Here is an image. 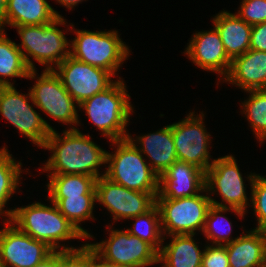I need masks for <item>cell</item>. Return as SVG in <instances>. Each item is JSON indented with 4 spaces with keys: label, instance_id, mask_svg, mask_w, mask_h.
Segmentation results:
<instances>
[{
    "label": "cell",
    "instance_id": "603a6c76",
    "mask_svg": "<svg viewBox=\"0 0 266 267\" xmlns=\"http://www.w3.org/2000/svg\"><path fill=\"white\" fill-rule=\"evenodd\" d=\"M62 17L47 0H7L6 27L44 25Z\"/></svg>",
    "mask_w": 266,
    "mask_h": 267
},
{
    "label": "cell",
    "instance_id": "5b68a950",
    "mask_svg": "<svg viewBox=\"0 0 266 267\" xmlns=\"http://www.w3.org/2000/svg\"><path fill=\"white\" fill-rule=\"evenodd\" d=\"M70 32L75 34V38L70 39V56L80 62L102 68L115 78L118 77L122 64L131 55V46L120 38L118 30H81L75 29L72 23Z\"/></svg>",
    "mask_w": 266,
    "mask_h": 267
},
{
    "label": "cell",
    "instance_id": "8fae6325",
    "mask_svg": "<svg viewBox=\"0 0 266 267\" xmlns=\"http://www.w3.org/2000/svg\"><path fill=\"white\" fill-rule=\"evenodd\" d=\"M108 223V238L88 244L104 260L128 267L158 266V251L148 242L131 235L126 229ZM90 242V243H89Z\"/></svg>",
    "mask_w": 266,
    "mask_h": 267
},
{
    "label": "cell",
    "instance_id": "2e32d148",
    "mask_svg": "<svg viewBox=\"0 0 266 267\" xmlns=\"http://www.w3.org/2000/svg\"><path fill=\"white\" fill-rule=\"evenodd\" d=\"M184 55L198 68L218 73L217 86L228 75L231 59L227 56L224 45L217 29L196 31L188 40Z\"/></svg>",
    "mask_w": 266,
    "mask_h": 267
},
{
    "label": "cell",
    "instance_id": "4fadbf2b",
    "mask_svg": "<svg viewBox=\"0 0 266 267\" xmlns=\"http://www.w3.org/2000/svg\"><path fill=\"white\" fill-rule=\"evenodd\" d=\"M96 203L101 204L112 217L111 225L149 211L156 204L158 193L130 190L105 176L96 180Z\"/></svg>",
    "mask_w": 266,
    "mask_h": 267
},
{
    "label": "cell",
    "instance_id": "836d02e7",
    "mask_svg": "<svg viewBox=\"0 0 266 267\" xmlns=\"http://www.w3.org/2000/svg\"><path fill=\"white\" fill-rule=\"evenodd\" d=\"M201 267H229L226 246L205 244Z\"/></svg>",
    "mask_w": 266,
    "mask_h": 267
},
{
    "label": "cell",
    "instance_id": "8d00e7d4",
    "mask_svg": "<svg viewBox=\"0 0 266 267\" xmlns=\"http://www.w3.org/2000/svg\"><path fill=\"white\" fill-rule=\"evenodd\" d=\"M93 267H128L108 262L101 258L93 249Z\"/></svg>",
    "mask_w": 266,
    "mask_h": 267
},
{
    "label": "cell",
    "instance_id": "e575fe53",
    "mask_svg": "<svg viewBox=\"0 0 266 267\" xmlns=\"http://www.w3.org/2000/svg\"><path fill=\"white\" fill-rule=\"evenodd\" d=\"M250 49L266 52V22L252 26Z\"/></svg>",
    "mask_w": 266,
    "mask_h": 267
},
{
    "label": "cell",
    "instance_id": "4316f807",
    "mask_svg": "<svg viewBox=\"0 0 266 267\" xmlns=\"http://www.w3.org/2000/svg\"><path fill=\"white\" fill-rule=\"evenodd\" d=\"M6 32L0 33V86H14L13 78L27 79L30 69L16 42Z\"/></svg>",
    "mask_w": 266,
    "mask_h": 267
},
{
    "label": "cell",
    "instance_id": "d6a6232c",
    "mask_svg": "<svg viewBox=\"0 0 266 267\" xmlns=\"http://www.w3.org/2000/svg\"><path fill=\"white\" fill-rule=\"evenodd\" d=\"M235 13L252 26L266 22V0H242Z\"/></svg>",
    "mask_w": 266,
    "mask_h": 267
},
{
    "label": "cell",
    "instance_id": "30bf717a",
    "mask_svg": "<svg viewBox=\"0 0 266 267\" xmlns=\"http://www.w3.org/2000/svg\"><path fill=\"white\" fill-rule=\"evenodd\" d=\"M211 204L206 188L192 197L156 198L163 235L202 234Z\"/></svg>",
    "mask_w": 266,
    "mask_h": 267
},
{
    "label": "cell",
    "instance_id": "e0dca14e",
    "mask_svg": "<svg viewBox=\"0 0 266 267\" xmlns=\"http://www.w3.org/2000/svg\"><path fill=\"white\" fill-rule=\"evenodd\" d=\"M205 183L203 170L193 164L177 160L159 176L156 198L192 197L205 189Z\"/></svg>",
    "mask_w": 266,
    "mask_h": 267
},
{
    "label": "cell",
    "instance_id": "cb8c5ba5",
    "mask_svg": "<svg viewBox=\"0 0 266 267\" xmlns=\"http://www.w3.org/2000/svg\"><path fill=\"white\" fill-rule=\"evenodd\" d=\"M7 147L3 145L0 149V216L5 218L3 220L12 218L15 208H7L6 205L23 183L21 174L27 171V175L30 172L29 168L25 171L22 169L21 160L17 161Z\"/></svg>",
    "mask_w": 266,
    "mask_h": 267
},
{
    "label": "cell",
    "instance_id": "7a4b0ae2",
    "mask_svg": "<svg viewBox=\"0 0 266 267\" xmlns=\"http://www.w3.org/2000/svg\"><path fill=\"white\" fill-rule=\"evenodd\" d=\"M46 200L50 205L35 201L25 206L14 207L10 221L22 232L46 243L54 251L82 247L85 243L74 247L70 246L69 240L84 239L85 241L87 238L59 211L55 203L49 199Z\"/></svg>",
    "mask_w": 266,
    "mask_h": 267
},
{
    "label": "cell",
    "instance_id": "ac0fdd59",
    "mask_svg": "<svg viewBox=\"0 0 266 267\" xmlns=\"http://www.w3.org/2000/svg\"><path fill=\"white\" fill-rule=\"evenodd\" d=\"M127 138L148 160L150 167L158 176L178 160L171 124L148 134L133 136L128 133Z\"/></svg>",
    "mask_w": 266,
    "mask_h": 267
},
{
    "label": "cell",
    "instance_id": "74e56055",
    "mask_svg": "<svg viewBox=\"0 0 266 267\" xmlns=\"http://www.w3.org/2000/svg\"><path fill=\"white\" fill-rule=\"evenodd\" d=\"M6 1L7 0H0V33L5 32L6 27V18H5V11H6Z\"/></svg>",
    "mask_w": 266,
    "mask_h": 267
},
{
    "label": "cell",
    "instance_id": "4dcf8cb0",
    "mask_svg": "<svg viewBox=\"0 0 266 267\" xmlns=\"http://www.w3.org/2000/svg\"><path fill=\"white\" fill-rule=\"evenodd\" d=\"M251 208L257 221L254 230L266 232V176L256 173L251 188Z\"/></svg>",
    "mask_w": 266,
    "mask_h": 267
},
{
    "label": "cell",
    "instance_id": "f1b7e54d",
    "mask_svg": "<svg viewBox=\"0 0 266 267\" xmlns=\"http://www.w3.org/2000/svg\"><path fill=\"white\" fill-rule=\"evenodd\" d=\"M246 100L241 101L240 113L246 117L255 140L261 145L266 142V89L249 90Z\"/></svg>",
    "mask_w": 266,
    "mask_h": 267
},
{
    "label": "cell",
    "instance_id": "7402d4cb",
    "mask_svg": "<svg viewBox=\"0 0 266 267\" xmlns=\"http://www.w3.org/2000/svg\"><path fill=\"white\" fill-rule=\"evenodd\" d=\"M166 238L170 239L169 242H165ZM194 238L195 235L191 234L164 236L158 252L160 267H201L205 244L202 248Z\"/></svg>",
    "mask_w": 266,
    "mask_h": 267
},
{
    "label": "cell",
    "instance_id": "8992f818",
    "mask_svg": "<svg viewBox=\"0 0 266 267\" xmlns=\"http://www.w3.org/2000/svg\"><path fill=\"white\" fill-rule=\"evenodd\" d=\"M109 143L114 151H107L104 176L130 190L158 193L159 176L132 142L125 138Z\"/></svg>",
    "mask_w": 266,
    "mask_h": 267
},
{
    "label": "cell",
    "instance_id": "d4e9b609",
    "mask_svg": "<svg viewBox=\"0 0 266 267\" xmlns=\"http://www.w3.org/2000/svg\"><path fill=\"white\" fill-rule=\"evenodd\" d=\"M234 213L241 221L247 216V213L236 208L231 207H220L212 205L209 207L205 226L202 235L204 239L208 240L205 242L210 245H225L228 244L239 236H232L233 223L228 217L225 216L227 212Z\"/></svg>",
    "mask_w": 266,
    "mask_h": 267
},
{
    "label": "cell",
    "instance_id": "44dd1931",
    "mask_svg": "<svg viewBox=\"0 0 266 267\" xmlns=\"http://www.w3.org/2000/svg\"><path fill=\"white\" fill-rule=\"evenodd\" d=\"M211 20L220 35L227 56L231 60L250 49L252 25L247 24L236 13L223 9Z\"/></svg>",
    "mask_w": 266,
    "mask_h": 267
},
{
    "label": "cell",
    "instance_id": "52a82bcc",
    "mask_svg": "<svg viewBox=\"0 0 266 267\" xmlns=\"http://www.w3.org/2000/svg\"><path fill=\"white\" fill-rule=\"evenodd\" d=\"M237 162L232 154L215 158L205 172V188L212 205L236 208L248 214L247 208L251 205V188L256 173L249 172L245 177L248 181L247 185H250L248 196L246 180ZM214 195L217 197L219 195L221 201H216L213 198Z\"/></svg>",
    "mask_w": 266,
    "mask_h": 267
},
{
    "label": "cell",
    "instance_id": "d6986e66",
    "mask_svg": "<svg viewBox=\"0 0 266 267\" xmlns=\"http://www.w3.org/2000/svg\"><path fill=\"white\" fill-rule=\"evenodd\" d=\"M223 82L241 91L266 89V52L249 49L234 58Z\"/></svg>",
    "mask_w": 266,
    "mask_h": 267
},
{
    "label": "cell",
    "instance_id": "277c9868",
    "mask_svg": "<svg viewBox=\"0 0 266 267\" xmlns=\"http://www.w3.org/2000/svg\"><path fill=\"white\" fill-rule=\"evenodd\" d=\"M68 24V25H67ZM72 23L66 18L57 17L44 25L16 26L21 44H16L30 70H36L34 60L42 65V70H54L66 57L70 56V39L65 33L71 30ZM67 26L65 30L58 28ZM34 60H31V59Z\"/></svg>",
    "mask_w": 266,
    "mask_h": 267
},
{
    "label": "cell",
    "instance_id": "5bb4252c",
    "mask_svg": "<svg viewBox=\"0 0 266 267\" xmlns=\"http://www.w3.org/2000/svg\"><path fill=\"white\" fill-rule=\"evenodd\" d=\"M54 72L60 77L64 88L78 104L105 91L116 81L110 72L80 62L72 56L66 57L54 69Z\"/></svg>",
    "mask_w": 266,
    "mask_h": 267
},
{
    "label": "cell",
    "instance_id": "83f0119b",
    "mask_svg": "<svg viewBox=\"0 0 266 267\" xmlns=\"http://www.w3.org/2000/svg\"><path fill=\"white\" fill-rule=\"evenodd\" d=\"M47 198H66V196L96 195V178L88 175H46Z\"/></svg>",
    "mask_w": 266,
    "mask_h": 267
},
{
    "label": "cell",
    "instance_id": "6da1fadb",
    "mask_svg": "<svg viewBox=\"0 0 266 267\" xmlns=\"http://www.w3.org/2000/svg\"><path fill=\"white\" fill-rule=\"evenodd\" d=\"M59 134L56 129L41 148L50 151V156L44 161L40 172L47 175H88L96 179L106 173L107 150L92 140L90 134H84L79 128L64 129ZM101 172V173H100Z\"/></svg>",
    "mask_w": 266,
    "mask_h": 267
},
{
    "label": "cell",
    "instance_id": "f35d334b",
    "mask_svg": "<svg viewBox=\"0 0 266 267\" xmlns=\"http://www.w3.org/2000/svg\"><path fill=\"white\" fill-rule=\"evenodd\" d=\"M57 4H59L60 6L62 5V7L67 8V10L69 9L73 11V8L78 6V4L82 3L83 1H87V0H54Z\"/></svg>",
    "mask_w": 266,
    "mask_h": 267
},
{
    "label": "cell",
    "instance_id": "7c38bea8",
    "mask_svg": "<svg viewBox=\"0 0 266 267\" xmlns=\"http://www.w3.org/2000/svg\"><path fill=\"white\" fill-rule=\"evenodd\" d=\"M204 117V111L199 114L195 110L189 111L184 119L171 124V130L178 161L193 164L206 172L215 158L210 155L212 138Z\"/></svg>",
    "mask_w": 266,
    "mask_h": 267
},
{
    "label": "cell",
    "instance_id": "f546056e",
    "mask_svg": "<svg viewBox=\"0 0 266 267\" xmlns=\"http://www.w3.org/2000/svg\"><path fill=\"white\" fill-rule=\"evenodd\" d=\"M132 227L126 230L141 240L151 244L158 252L161 250L164 235L161 227V216L158 206L155 204L144 214L130 218Z\"/></svg>",
    "mask_w": 266,
    "mask_h": 267
},
{
    "label": "cell",
    "instance_id": "d590c367",
    "mask_svg": "<svg viewBox=\"0 0 266 267\" xmlns=\"http://www.w3.org/2000/svg\"><path fill=\"white\" fill-rule=\"evenodd\" d=\"M34 267H61L60 266V251H54L45 260L35 265Z\"/></svg>",
    "mask_w": 266,
    "mask_h": 267
},
{
    "label": "cell",
    "instance_id": "3957f363",
    "mask_svg": "<svg viewBox=\"0 0 266 267\" xmlns=\"http://www.w3.org/2000/svg\"><path fill=\"white\" fill-rule=\"evenodd\" d=\"M125 82L119 76L105 91L82 101L78 107L100 131L99 134L109 141L127 138V127L135 113Z\"/></svg>",
    "mask_w": 266,
    "mask_h": 267
},
{
    "label": "cell",
    "instance_id": "9a60e30c",
    "mask_svg": "<svg viewBox=\"0 0 266 267\" xmlns=\"http://www.w3.org/2000/svg\"><path fill=\"white\" fill-rule=\"evenodd\" d=\"M0 229L1 267H34L54 250L46 243L22 232L10 220H2Z\"/></svg>",
    "mask_w": 266,
    "mask_h": 267
},
{
    "label": "cell",
    "instance_id": "ba28073f",
    "mask_svg": "<svg viewBox=\"0 0 266 267\" xmlns=\"http://www.w3.org/2000/svg\"><path fill=\"white\" fill-rule=\"evenodd\" d=\"M27 79H35V83L29 88L32 100L37 110L49 118L69 125L68 129H76L81 125L79 116V104L64 88L60 77L54 70H43L39 75L37 70H30Z\"/></svg>",
    "mask_w": 266,
    "mask_h": 267
},
{
    "label": "cell",
    "instance_id": "1f68e13d",
    "mask_svg": "<svg viewBox=\"0 0 266 267\" xmlns=\"http://www.w3.org/2000/svg\"><path fill=\"white\" fill-rule=\"evenodd\" d=\"M61 267H93V248L86 243L74 250L60 251Z\"/></svg>",
    "mask_w": 266,
    "mask_h": 267
},
{
    "label": "cell",
    "instance_id": "484cf974",
    "mask_svg": "<svg viewBox=\"0 0 266 267\" xmlns=\"http://www.w3.org/2000/svg\"><path fill=\"white\" fill-rule=\"evenodd\" d=\"M56 204L59 211L82 233L87 240L95 238L81 223L96 220L94 217L96 195L66 196V198H48Z\"/></svg>",
    "mask_w": 266,
    "mask_h": 267
},
{
    "label": "cell",
    "instance_id": "ffe728a7",
    "mask_svg": "<svg viewBox=\"0 0 266 267\" xmlns=\"http://www.w3.org/2000/svg\"><path fill=\"white\" fill-rule=\"evenodd\" d=\"M242 230L237 239L225 244L229 267H266V232Z\"/></svg>",
    "mask_w": 266,
    "mask_h": 267
},
{
    "label": "cell",
    "instance_id": "9c48e42d",
    "mask_svg": "<svg viewBox=\"0 0 266 267\" xmlns=\"http://www.w3.org/2000/svg\"><path fill=\"white\" fill-rule=\"evenodd\" d=\"M35 108L30 91L24 94L15 86H0V115L32 145L42 148L55 128Z\"/></svg>",
    "mask_w": 266,
    "mask_h": 267
}]
</instances>
